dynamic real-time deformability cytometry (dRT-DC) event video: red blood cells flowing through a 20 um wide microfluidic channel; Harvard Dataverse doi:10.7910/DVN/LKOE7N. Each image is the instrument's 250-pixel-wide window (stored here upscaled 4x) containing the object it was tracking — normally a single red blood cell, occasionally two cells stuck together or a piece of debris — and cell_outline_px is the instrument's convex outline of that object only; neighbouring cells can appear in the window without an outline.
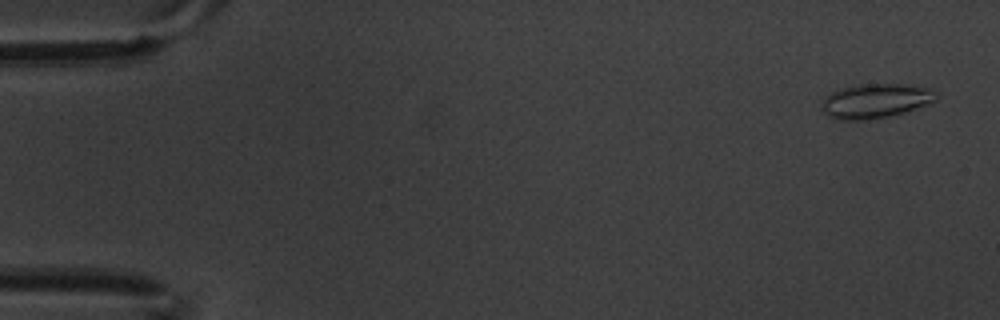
{"species": "common noctule bat (a hibernating species)", "species_latin": "Nyctalus noctula", "temperature_condition": "warm", "stored_images_in_passage": 6, "camera_frame_rate_fps": 3000, "um_per_image_px": 0.085, "animal": {"sex": "male", "body_mass_g": 20.1, "forearm_length_mm": 53.5}, "frame": {"image": 1, "passage_image": 1, "time_ms": 0.0, "image_size_px": [1000, 320], "cell_outline_px": [[940, 96], [936, 100], [904, 112], [888, 116], [868, 120], [836, 120], [828, 116], [820, 108], [820, 104], [832, 92], [856, 84], [908, 84], [932, 88], [940, 92]], "centroid_in_image_um": [74.45, 8.57], "position_along_channel_um": 10.5, "area_um2": 23.18}}
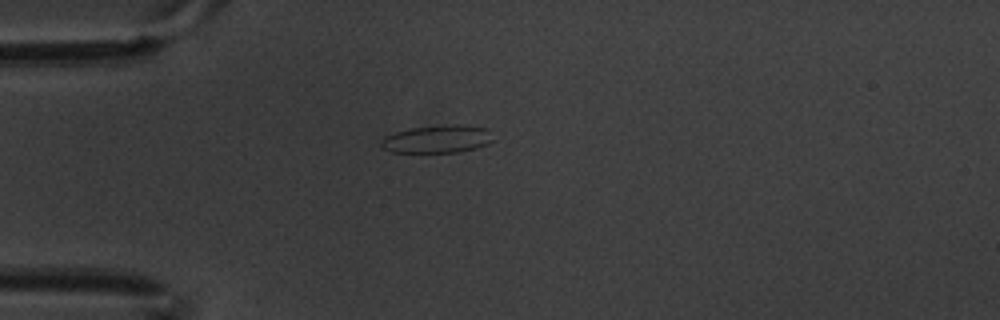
{"frame": {"image": 2, "passage_image": 5, "time_ms": 1.333, "image_size_px": [1000, 320], "cell_outline_px": [[496, 140], [488, 144], [476, 148], [456, 152], [392, 152], [384, 148], [380, 144], [380, 140], [384, 136], [396, 132], [412, 128], [452, 124], [460, 124], [488, 128]], "centroid_in_image_um": [37.23, 11.81], "position_along_channel_um": 47.8, "area_um2": 18.26}}